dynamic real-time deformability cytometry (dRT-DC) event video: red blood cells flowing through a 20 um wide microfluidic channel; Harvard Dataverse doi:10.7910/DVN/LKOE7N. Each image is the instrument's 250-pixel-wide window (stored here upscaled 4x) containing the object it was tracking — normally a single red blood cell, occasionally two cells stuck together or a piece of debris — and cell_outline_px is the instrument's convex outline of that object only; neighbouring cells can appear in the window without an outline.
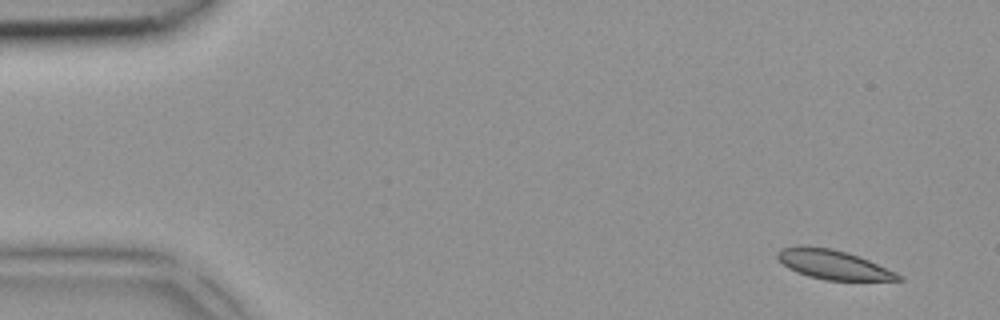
{"species": "common noctule bat (a hibernating species)", "species_latin": "Nyctalus noctula", "temperature_condition": "room temperature", "stored_images_in_passage": 3, "camera_frame_rate_fps": 3000, "um_per_image_px": 0.085, "animal": {"sex": "female", "body_mass_g": 18.4}, "frame": {"image": 1, "passage_image": 1, "time_ms": 0.0, "image_size_px": [1000, 320], "cell_outline_px": [[904, 280], [824, 280], [808, 276], [796, 272], [788, 268], [776, 256], [776, 252], [780, 248], [796, 244], [800, 244], [832, 248], [868, 260], [896, 272], [904, 276]], "centroid_in_image_um": [70.77, 22.47], "position_along_channel_um": 14.2, "area_um2": 20.75}}
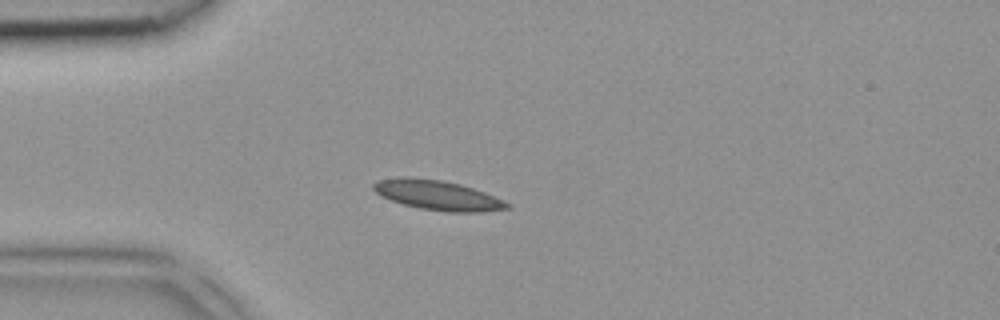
{"frame": {"image": 2, "passage_image": 3, "time_ms": 0.667, "image_size_px": [1000, 320], "cell_outline_px": [[512, 208], [480, 212], [448, 212], [420, 208], [404, 204], [380, 196], [372, 188], [372, 184], [376, 180], [440, 180], [460, 184], [484, 192], [504, 200], [512, 204]], "centroid_in_image_um": [37.31, 16.65], "position_along_channel_um": 47.7, "area_um2": 22.25}}